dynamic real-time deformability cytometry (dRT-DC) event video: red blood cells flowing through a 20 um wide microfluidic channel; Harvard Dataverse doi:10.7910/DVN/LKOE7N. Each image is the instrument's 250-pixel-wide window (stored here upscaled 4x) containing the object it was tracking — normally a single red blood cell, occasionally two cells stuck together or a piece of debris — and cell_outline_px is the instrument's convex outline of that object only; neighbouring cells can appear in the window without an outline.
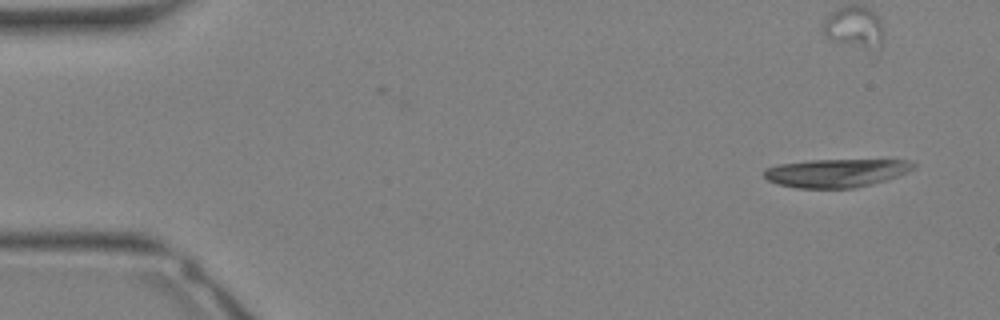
{"species": "Egyptian fruit bat (a non-hibernating species)", "species_latin": "Rousettus aegyptiacus", "temperature_condition": "warm", "stored_images_in_passage": 35, "camera_frame_rate_fps": 3000, "um_per_image_px": 0.085, "animal": {"sex": "female"}, "frame": {"image": 1, "passage_image": 1, "time_ms": 0.0, "image_size_px": [1000, 320], "cell_outline_px": [[916, 164], [912, 168], [888, 180], [872, 184], [852, 188], [796, 188], [776, 184], [768, 180], [764, 176], [764, 168], [776, 164], [808, 160], [908, 160]], "centroid_in_image_um": [70.99, 14.7], "position_along_channel_um": 14.0, "area_um2": 24.68}}
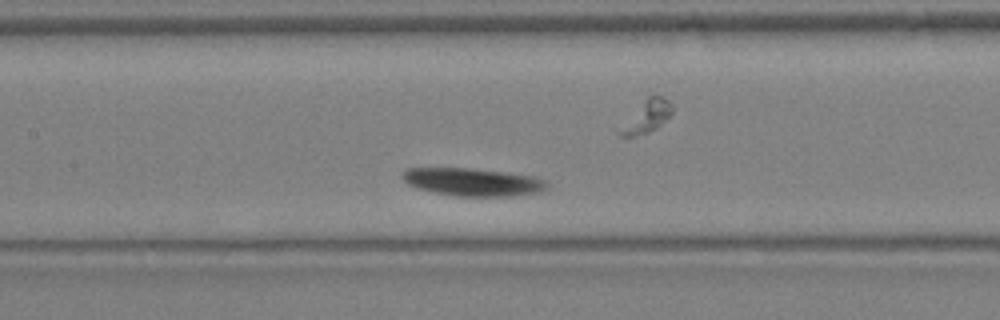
{"frame": {"image": 2, "passage_image": 15, "time_ms": 4.667, "image_size_px": [1000, 320], "cell_outline_px": [[548, 188], [540, 192], [516, 196], [456, 196], [432, 192], [416, 188], [408, 184], [400, 176], [400, 172], [404, 168], [472, 168], [536, 176], [548, 180]], "centroid_in_image_um": [40.2, 15.47], "position_along_channel_um": 167.2, "area_um2": 23.93}}
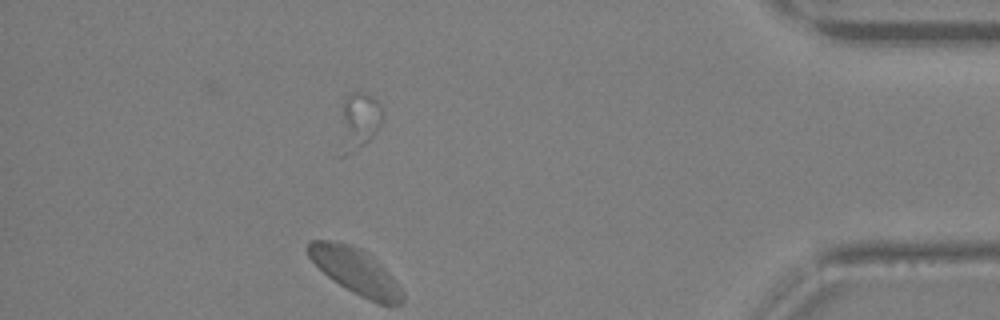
{"frame": {"image": 3, "passage_image": 31, "time_ms": 10.0, "image_size_px": [1000, 320], "cell_outline_px": [[380, 124], [372, 136], [364, 144], [352, 152], [344, 156], [340, 156], [344, 100], [352, 92], [364, 92], [372, 96], [380, 104]], "centroid_in_image_um": [30.49, 10.29], "position_along_channel_um": 404.7, "area_um2": 13.41}}